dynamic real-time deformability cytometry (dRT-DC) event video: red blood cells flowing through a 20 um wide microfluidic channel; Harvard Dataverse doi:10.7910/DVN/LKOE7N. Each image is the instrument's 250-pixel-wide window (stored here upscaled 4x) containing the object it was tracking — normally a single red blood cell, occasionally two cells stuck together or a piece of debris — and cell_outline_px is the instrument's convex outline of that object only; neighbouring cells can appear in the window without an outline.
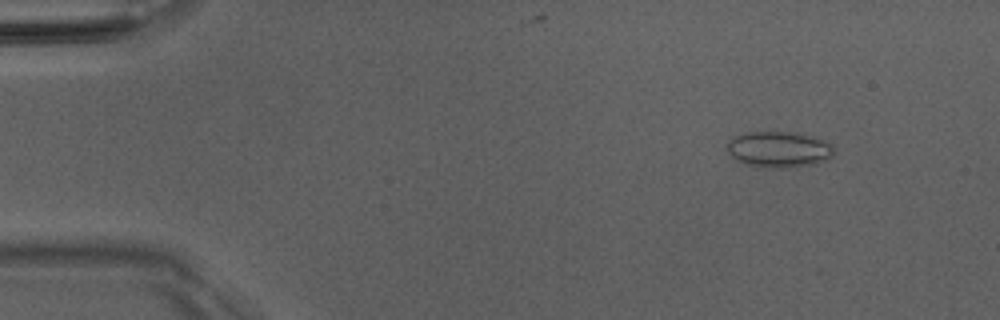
{"species": "Egyptian fruit bat (a non-hibernating species)", "species_latin": "Rousettus aegyptiacus", "temperature_condition": "room temperature", "stored_images_in_passage": 11, "camera_frame_rate_fps": 3000, "um_per_image_px": 0.085, "animal": {"sex": "male"}, "frame": {"image": 1, "passage_image": 6, "time_ms": 1.667, "image_size_px": [1000, 320], "cell_outline_px": [[836, 152], [828, 160], [808, 164], [780, 168], [768, 168], [748, 164], [736, 160], [728, 152], [728, 140], [732, 136], [748, 132], [788, 132], [808, 136], [824, 140], [832, 144], [836, 148]], "centroid_in_image_um": [66.21, 12.69], "position_along_channel_um": 18.8, "area_um2": 22.25}}